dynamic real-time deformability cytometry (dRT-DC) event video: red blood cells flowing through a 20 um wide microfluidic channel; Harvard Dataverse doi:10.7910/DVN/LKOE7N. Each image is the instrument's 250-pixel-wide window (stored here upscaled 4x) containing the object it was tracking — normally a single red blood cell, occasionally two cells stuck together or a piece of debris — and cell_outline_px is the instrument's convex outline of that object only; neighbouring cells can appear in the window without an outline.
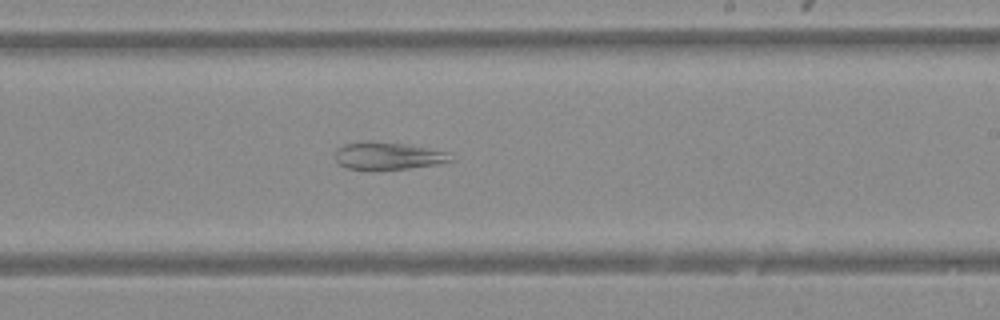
{"species": "Egyptian fruit bat (a non-hibernating species)", "species_latin": "Rousettus aegyptiacus", "temperature_condition": "warm", "stored_images_in_passage": 26, "camera_frame_rate_fps": 3000, "um_per_image_px": 0.085, "animal": {"sex": "female"}, "frame": {"image": 1, "passage_image": 22, "time_ms": 7.0, "image_size_px": [1000, 320], "cell_outline_px": [[456, 160], [436, 164], [408, 168], [348, 168], [340, 164], [336, 160], [336, 148], [344, 144], [372, 140], [404, 144], [428, 148], [448, 152]], "centroid_in_image_um": [33.01, 13.21], "position_along_channel_um": 256.0, "area_um2": 18.09}}